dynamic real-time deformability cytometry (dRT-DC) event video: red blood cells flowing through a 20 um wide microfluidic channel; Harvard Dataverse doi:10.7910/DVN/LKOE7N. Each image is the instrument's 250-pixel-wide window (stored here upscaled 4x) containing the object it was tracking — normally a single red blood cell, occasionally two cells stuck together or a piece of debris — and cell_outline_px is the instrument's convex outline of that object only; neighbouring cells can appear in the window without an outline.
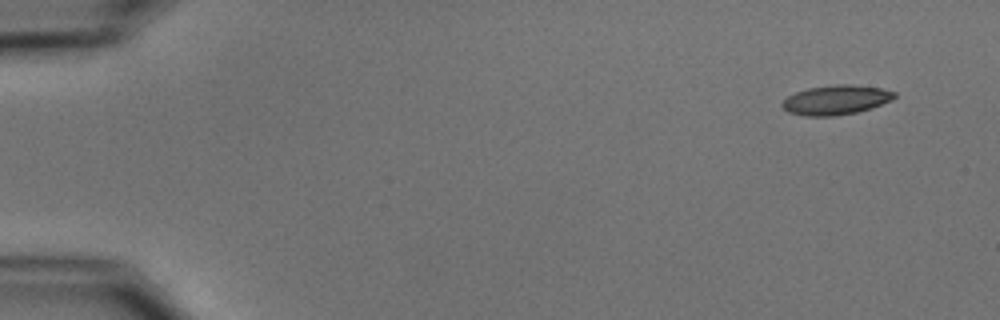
{"species": "common noctule bat (a hibernating species)", "species_latin": "Nyctalus noctula", "temperature_condition": "cold", "stored_images_in_passage": 9, "camera_frame_rate_fps": 3000, "um_per_image_px": 0.085, "animal": {"sex": "male", "body_mass_g": 15.6}, "frame": {"image": 1, "passage_image": 1, "time_ms": 0.0, "image_size_px": [1000, 320], "cell_outline_px": [[896, 96], [892, 100], [872, 108], [856, 112], [832, 116], [804, 116], [788, 112], [780, 104], [788, 96], [796, 92], [808, 88], [836, 84], [848, 84], [880, 88], [896, 92]], "centroid_in_image_um": [71.06, 8.49], "position_along_channel_um": 13.9, "area_um2": 19.25}}
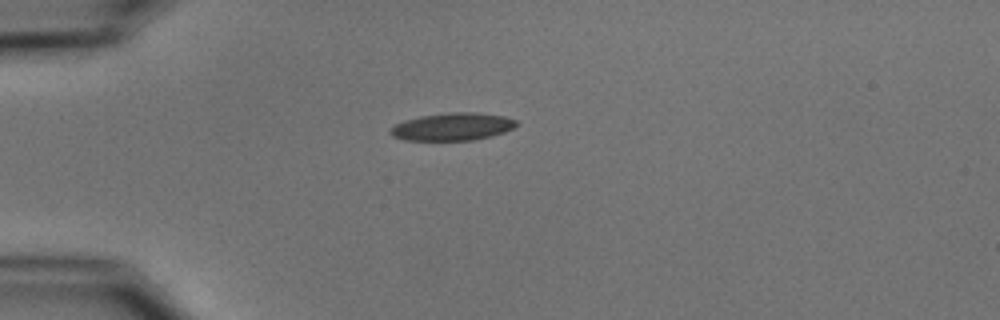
{"frame": {"image": 2, "passage_image": 4, "time_ms": 3.667, "image_size_px": [1000, 320], "cell_outline_px": [[520, 124], [504, 132], [492, 136], [472, 140], [404, 140], [392, 136], [388, 132], [388, 128], [404, 120], [420, 116], [448, 112], [476, 112], [504, 116], [516, 120]], "centroid_in_image_um": [38.44, 10.76], "position_along_channel_um": 46.6, "area_um2": 20.46}}
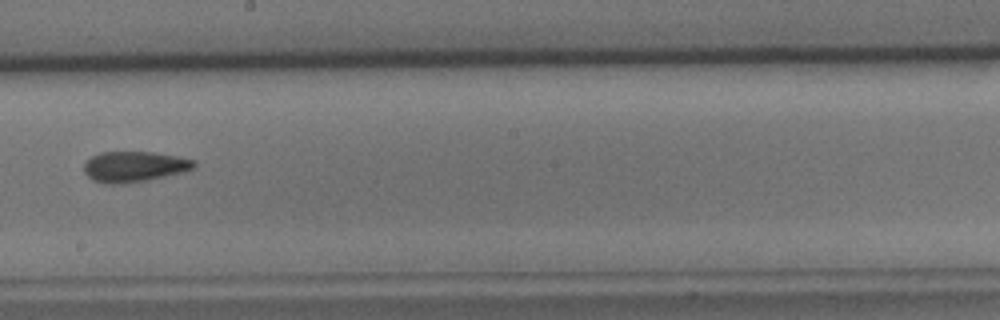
{"frame": {"image": 3, "passage_image": 9, "time_ms": 9.333, "image_size_px": [1000, 320], "cell_outline_px": [[196, 168], [184, 172], [148, 180], [124, 184], [104, 184], [92, 180], [84, 172], [84, 164], [92, 156], [100, 152], [152, 152], [176, 156], [196, 160]], "centroid_in_image_um": [11.43, 14.17], "position_along_channel_um": 236.8, "area_um2": 19.83}}